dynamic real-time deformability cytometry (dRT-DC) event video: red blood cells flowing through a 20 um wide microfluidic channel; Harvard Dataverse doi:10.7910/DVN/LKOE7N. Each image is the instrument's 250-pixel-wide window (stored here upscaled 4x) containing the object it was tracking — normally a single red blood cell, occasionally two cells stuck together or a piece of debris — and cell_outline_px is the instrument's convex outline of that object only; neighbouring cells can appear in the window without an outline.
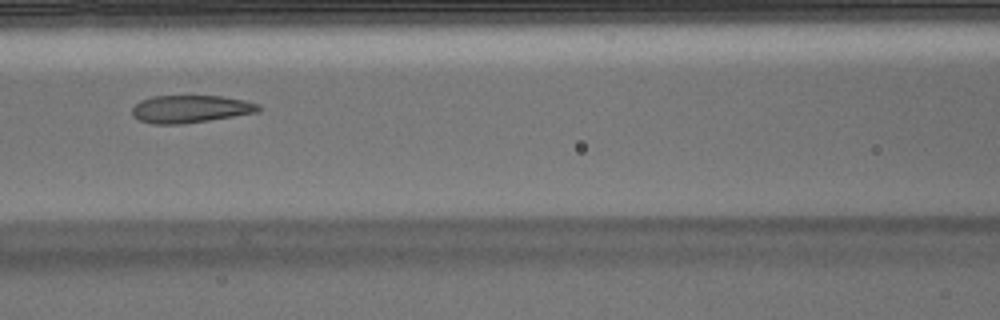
{"species": "Egyptian fruit bat (a non-hibernating species)", "species_latin": "Rousettus aegyptiacus", "temperature_condition": "warm", "stored_images_in_passage": 6, "camera_frame_rate_fps": 3000, "um_per_image_px": 0.085, "animal": {"sex": "male"}, "frame": {"image": 1, "passage_image": 6, "time_ms": 1.667, "image_size_px": [1000, 320], "cell_outline_px": [[260, 108], [256, 112], [184, 124], [152, 124], [140, 120], [132, 116], [132, 108], [140, 100], [152, 96], [220, 96], [244, 100], [260, 104]], "centroid_in_image_um": [16.14, 9.26], "position_along_channel_um": 150.5, "area_um2": 20.17}}